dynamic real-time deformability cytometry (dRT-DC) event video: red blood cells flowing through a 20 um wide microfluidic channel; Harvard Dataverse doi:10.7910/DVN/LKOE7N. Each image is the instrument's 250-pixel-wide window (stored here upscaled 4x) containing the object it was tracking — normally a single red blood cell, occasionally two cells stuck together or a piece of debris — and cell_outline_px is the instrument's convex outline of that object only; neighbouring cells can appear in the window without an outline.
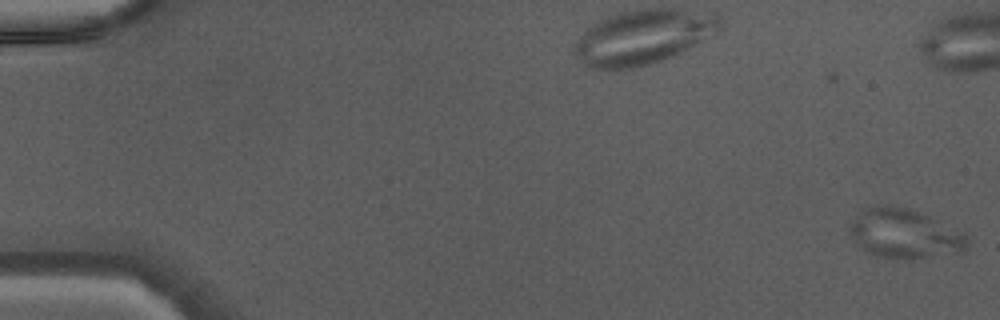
{"species": "Egyptian fruit bat (a non-hibernating species)", "species_latin": "Rousettus aegyptiacus", "temperature_condition": "warm", "stored_images_in_passage": 13, "camera_frame_rate_fps": 3000, "um_per_image_px": 0.085, "animal": {"sex": "male"}, "frame": {"image": 1, "passage_image": 1, "time_ms": 0.0, "image_size_px": [1000, 320], "cell_outline_px": [[968, 244], [964, 252], [912, 260], [896, 260], [872, 256], [860, 248], [848, 236], [848, 224], [864, 208], [884, 204], [892, 204], [908, 208], [928, 216], [964, 232], [968, 240]], "centroid_in_image_um": [76.83, 19.9], "position_along_channel_um": 8.2, "area_um2": 34.91}}